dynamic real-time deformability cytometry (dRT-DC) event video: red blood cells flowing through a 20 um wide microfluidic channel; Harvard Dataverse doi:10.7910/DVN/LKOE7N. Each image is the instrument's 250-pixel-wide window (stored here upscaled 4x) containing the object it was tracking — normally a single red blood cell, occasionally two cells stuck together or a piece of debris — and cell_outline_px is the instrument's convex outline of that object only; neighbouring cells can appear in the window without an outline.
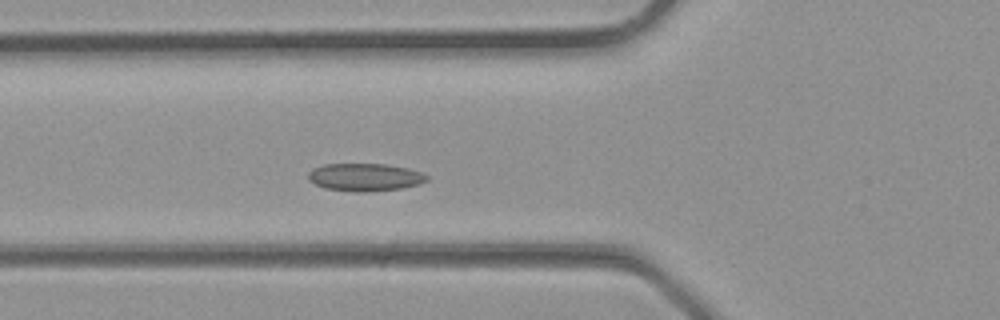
{"species": "common noctule bat (a hibernating species)", "species_latin": "Nyctalus noctula", "temperature_condition": "room temperature", "stored_images_in_passage": 26, "camera_frame_rate_fps": 3000, "um_per_image_px": 0.085, "animal": {"sex": "male", "body_mass_g": 23.1, "forearm_length_mm": 52.7}, "frame": {"image": 1, "passage_image": 4, "time_ms": 1.0, "image_size_px": [1000, 320], "cell_outline_px": [[428, 180], [420, 184], [404, 188], [364, 192], [356, 192], [324, 188], [308, 180], [308, 172], [312, 168], [324, 164], [388, 164], [408, 168], [424, 172], [428, 176]], "centroid_in_image_um": [31.05, 15.06], "position_along_channel_um": 94.8, "area_um2": 19.42}}
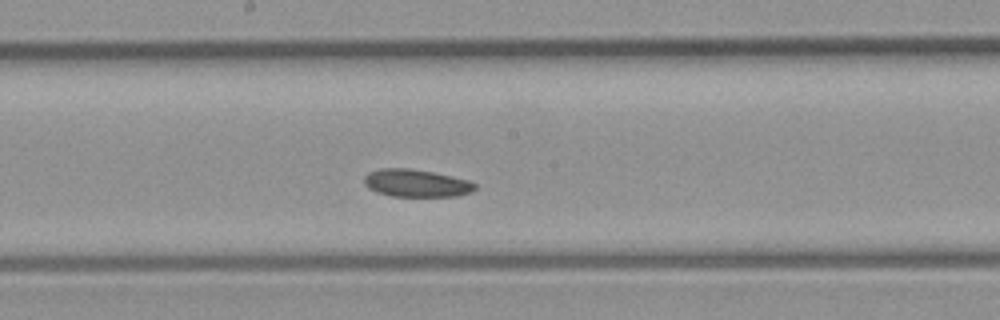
{"frame": {"image": 2, "passage_image": 10, "time_ms": 3.0, "image_size_px": [1000, 320], "cell_outline_px": [[476, 188], [472, 192], [456, 196], [392, 196], [376, 192], [368, 188], [364, 184], [364, 176], [368, 172], [380, 168], [408, 168], [432, 172], [452, 176], [468, 180], [476, 184]], "centroid_in_image_um": [35.36, 15.56], "position_along_channel_um": 212.8, "area_um2": 17.86}}
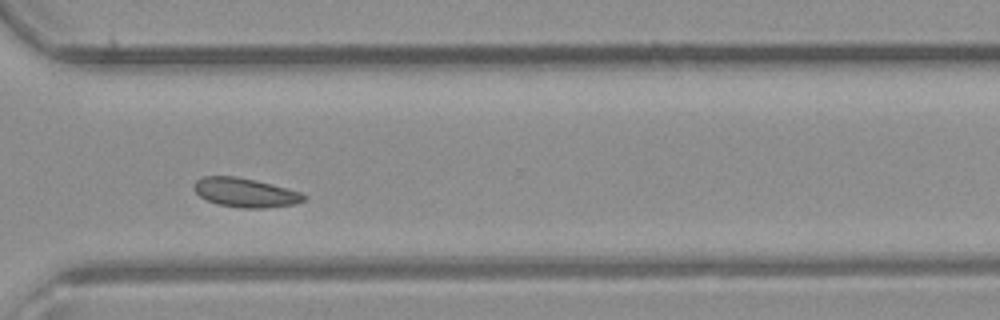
{"frame": {"image": 3, "passage_image": 17, "time_ms": 5.333, "image_size_px": [1000, 320], "cell_outline_px": [[308, 196], [304, 200], [292, 204], [264, 208], [240, 208], [220, 204], [208, 200], [200, 196], [192, 188], [196, 180], [204, 176], [236, 176], [300, 192]], "centroid_in_image_um": [20.8, 16.37], "position_along_channel_um": 349.8, "area_um2": 18.21}}